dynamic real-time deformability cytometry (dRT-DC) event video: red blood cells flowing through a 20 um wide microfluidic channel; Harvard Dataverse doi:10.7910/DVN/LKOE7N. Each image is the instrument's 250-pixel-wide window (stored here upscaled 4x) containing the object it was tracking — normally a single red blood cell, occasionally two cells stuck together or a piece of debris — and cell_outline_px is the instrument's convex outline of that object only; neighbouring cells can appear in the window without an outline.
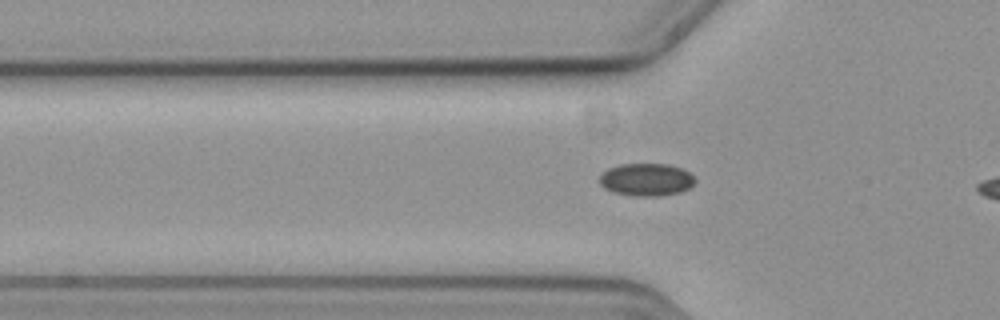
{"species": "common noctule bat (a hibernating species)", "species_latin": "Nyctalus noctula", "temperature_condition": "cold", "stored_images_in_passage": 40, "camera_frame_rate_fps": 3000, "um_per_image_px": 0.085, "animal": {"sex": "female", "body_mass_g": 19.3, "forearm_length_mm": 54.1}, "frame": {"image": 1, "passage_image": 13, "time_ms": 4.0, "image_size_px": [1000, 320], "cell_outline_px": [[696, 180], [688, 188], [680, 192], [660, 196], [636, 196], [612, 192], [604, 188], [600, 184], [600, 176], [608, 168], [620, 164], [668, 164], [684, 168]], "centroid_in_image_um": [54.93, 15.26], "position_along_channel_um": 70.9, "area_um2": 18.15}}
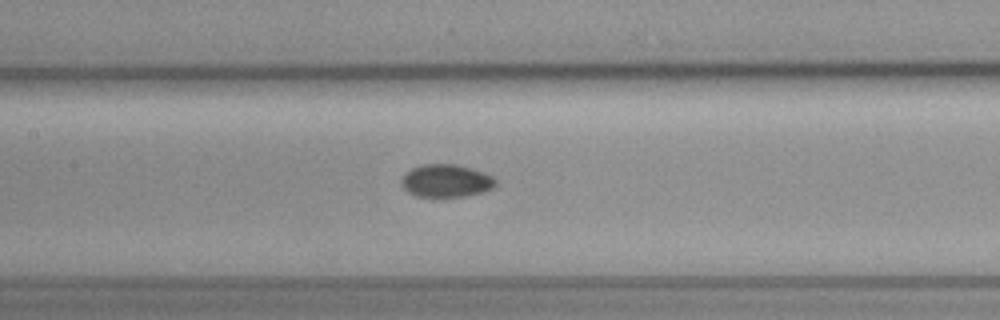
{"frame": {"image": 2, "passage_image": 21, "time_ms": 6.667, "image_size_px": [1000, 320], "cell_outline_px": [[496, 184], [492, 188], [480, 192], [464, 196], [416, 196], [408, 192], [400, 184], [400, 180], [412, 168], [420, 164], [456, 164], [472, 168], [484, 172], [492, 176], [496, 180]], "centroid_in_image_um": [37.91, 15.35], "position_along_channel_um": 169.5, "area_um2": 17.86}}
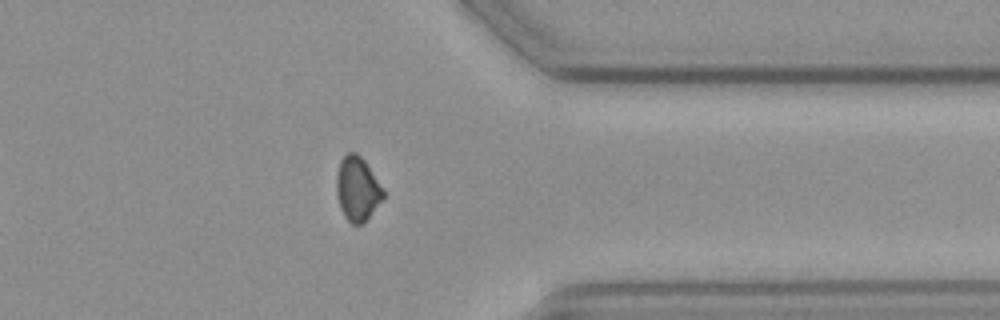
{"frame": {"image": 3, "passage_image": 39, "time_ms": 12.667, "image_size_px": [1000, 320], "cell_outline_px": [[384, 196], [368, 216], [360, 224], [352, 224], [344, 216], [340, 208], [336, 192], [336, 176], [340, 160], [348, 152], [356, 152], [364, 160], [384, 188]], "centroid_in_image_um": [30.35, 16.01], "position_along_channel_um": 381.0, "area_um2": 17.28}}